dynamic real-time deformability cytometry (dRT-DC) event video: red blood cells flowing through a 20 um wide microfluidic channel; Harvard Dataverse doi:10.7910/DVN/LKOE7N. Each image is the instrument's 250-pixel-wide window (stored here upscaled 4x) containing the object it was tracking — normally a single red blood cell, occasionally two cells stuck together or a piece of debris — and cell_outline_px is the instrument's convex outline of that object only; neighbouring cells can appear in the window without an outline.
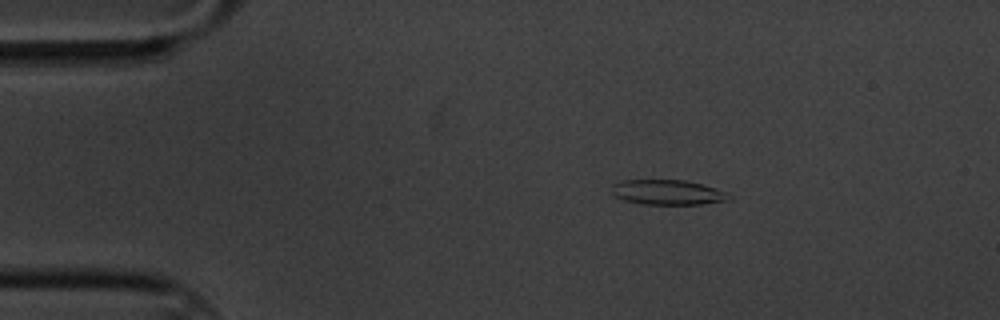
{"species": "common noctule bat (a hibernating species)", "species_latin": "Nyctalus noctula", "temperature_condition": "cold", "stored_images_in_passage": 50, "camera_frame_rate_fps": 3000, "um_per_image_px": 0.085, "animal": {"sex": "male", "body_mass_g": 20.1, "forearm_length_mm": 53.5}, "frame": {"image": 1, "passage_image": 1, "time_ms": 0.0, "image_size_px": [1000, 320], "cell_outline_px": [[732, 200], [700, 204], [640, 204], [624, 200], [616, 196], [612, 192], [612, 184], [624, 180], [684, 180], [700, 184], [724, 192], [732, 196]], "centroid_in_image_um": [56.73, 16.35], "position_along_channel_um": 28.3, "area_um2": 16.88}}
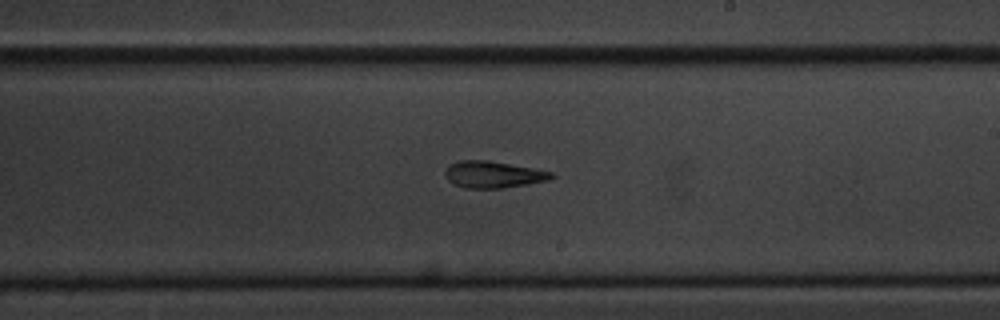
{"frame": {"image": 2, "passage_image": 25, "time_ms": 8.0, "image_size_px": [1000, 320], "cell_outline_px": [[556, 176], [548, 180], [528, 184], [500, 188], [464, 188], [448, 180], [444, 176], [444, 172], [448, 164], [460, 160], [488, 160], [536, 168], [552, 172]], "centroid_in_image_um": [41.92, 14.82], "position_along_channel_um": 247.1, "area_um2": 16.7}}
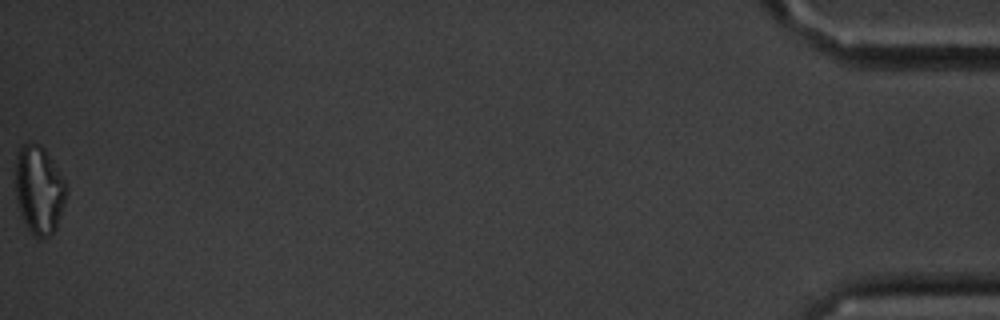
{"frame": {"image": 3, "passage_image": 50, "time_ms": 16.333, "image_size_px": [1000, 320], "cell_outline_px": [[68, 192], [56, 228], [48, 236], [40, 240], [28, 228], [20, 212], [16, 196], [16, 156], [20, 148], [24, 144], [32, 140], [40, 144], [44, 148], [64, 180], [68, 188]], "centroid_in_image_um": [3.33, 16.11], "position_along_channel_um": 431.9, "area_um2": 26.01}, "authors_computed_cell_mechanics": {"area_um2": 17.5712, "velocity_mm_per_s": 3.4026, "shape_relaxation_time_tau1_ms": 8.7814, "shape_relaxation_time_tau2_ms": 6.4479, "deformation_change_tau1": 0.1943, "deformation_change_tau2": 0.179}}